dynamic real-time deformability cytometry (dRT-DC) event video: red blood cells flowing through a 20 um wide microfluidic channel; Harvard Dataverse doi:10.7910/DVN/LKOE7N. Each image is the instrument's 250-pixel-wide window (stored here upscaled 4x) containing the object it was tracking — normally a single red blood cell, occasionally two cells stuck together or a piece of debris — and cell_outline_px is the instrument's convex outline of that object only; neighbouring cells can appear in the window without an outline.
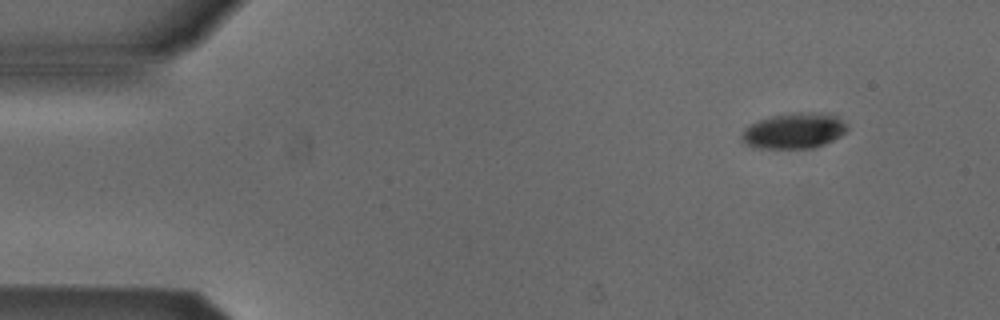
{"species": "Egyptian fruit bat (a non-hibernating species)", "species_latin": "Rousettus aegyptiacus", "temperature_condition": "cold", "stored_images_in_passage": 7, "camera_frame_rate_fps": 3000, "um_per_image_px": 0.085, "animal": {"sex": "male"}, "frame": {"image": 1, "passage_image": 1, "time_ms": 0.0, "image_size_px": [1000, 320], "cell_outline_px": [[848, 128], [844, 132], [832, 140], [824, 144], [812, 148], [760, 148], [748, 144], [740, 140], [740, 136], [744, 128], [760, 120], [772, 116], [792, 112], [828, 112], [836, 116]], "centroid_in_image_um": [67.48, 11.1], "position_along_channel_um": 17.5, "area_um2": 21.73}}
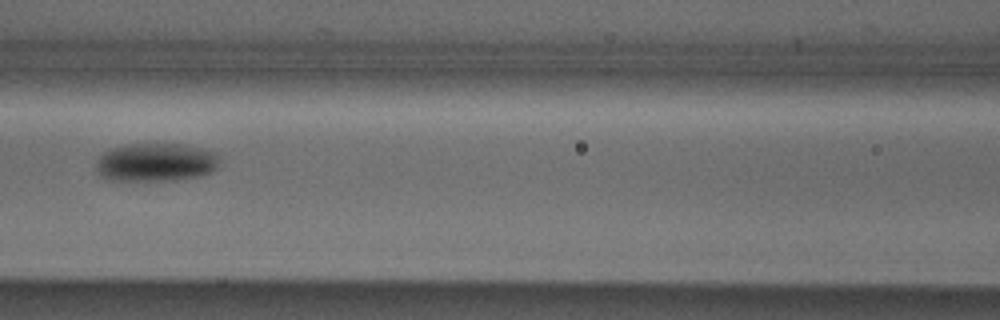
{"frame": {"image": 2, "passage_image": 6, "time_ms": 1.667, "image_size_px": [1000, 320], "cell_outline_px": [[216, 168], [212, 172], [200, 176], [176, 180], [108, 180], [100, 176], [96, 172], [96, 160], [104, 152], [112, 148], [124, 144], [184, 144], [216, 152]], "centroid_in_image_um": [13.19, 13.8], "position_along_channel_um": 153.4, "area_um2": 27.63}}
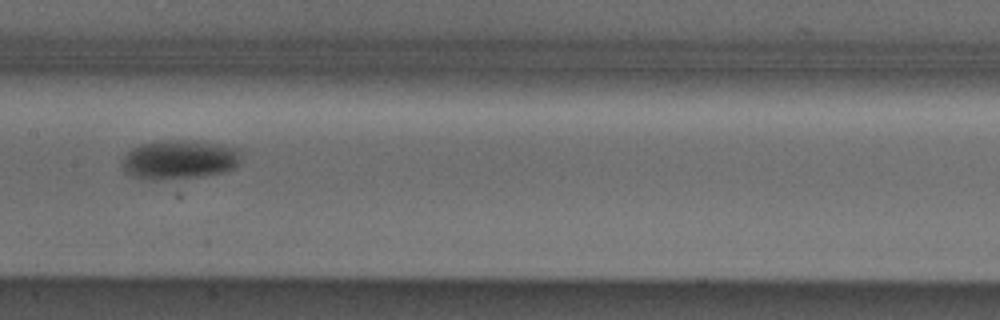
{"frame": {"image": 3, "passage_image": 7, "time_ms": 2.0, "image_size_px": [1000, 320], "cell_outline_px": [[236, 164], [232, 168], [220, 172], [200, 176], [156, 180], [140, 180], [124, 172], [124, 156], [132, 148], [140, 144], [160, 140], [196, 140], [236, 148]], "centroid_in_image_um": [15.12, 13.56], "position_along_channel_um": 192.3, "area_um2": 26.65}}